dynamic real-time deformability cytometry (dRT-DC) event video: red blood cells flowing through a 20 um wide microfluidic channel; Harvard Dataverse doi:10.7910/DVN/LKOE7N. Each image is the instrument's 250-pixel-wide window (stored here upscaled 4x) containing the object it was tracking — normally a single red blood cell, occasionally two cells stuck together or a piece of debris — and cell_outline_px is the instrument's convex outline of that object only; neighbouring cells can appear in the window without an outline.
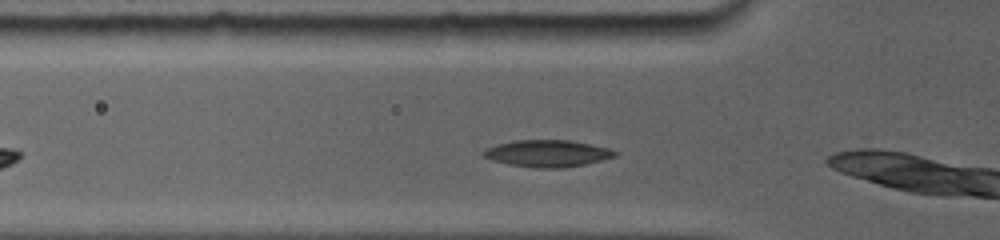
{"species": "common noctule bat (a hibernating species)", "species_latin": "Nyctalus noctula", "temperature_condition": "room temperature", "stored_images_in_passage": 7, "camera_frame_rate_fps": 5000, "um_per_image_px": 0.085, "animal": {"sex": "female", "body_mass_g": 19.0, "forearm_length_mm": 56.7}, "frame": {"image": 1, "passage_image": 2, "time_ms": 0.4, "image_size_px": [1000, 240], "cell_outline_px": [[616, 156], [584, 164], [564, 168], [536, 168], [508, 164], [492, 160], [484, 156], [484, 152], [488, 148], [500, 144], [516, 140], [568, 140], [608, 148], [616, 152]], "centroid_in_image_um": [46.54, 13.05], "position_along_channel_um": 79.3, "area_um2": 20.11}}
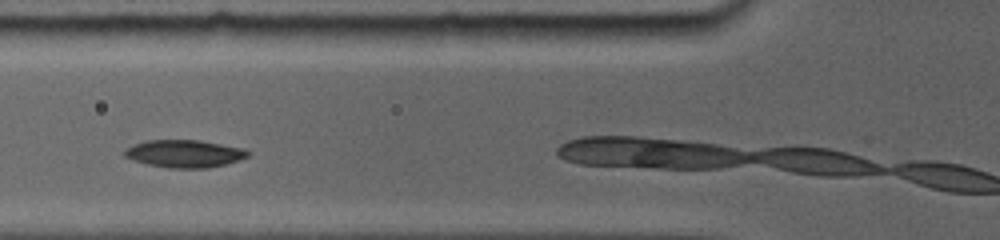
{"frame": {"image": 2, "passage_image": 4, "time_ms": 1.2, "image_size_px": [1000, 240], "cell_outline_px": [[248, 156], [240, 160], [208, 168], [168, 168], [148, 164], [124, 156], [124, 152], [128, 148], [136, 144], [148, 140], [196, 140], [240, 148], [248, 152]], "centroid_in_image_um": [15.67, 13.07], "position_along_channel_um": 110.1, "area_um2": 19.25}}